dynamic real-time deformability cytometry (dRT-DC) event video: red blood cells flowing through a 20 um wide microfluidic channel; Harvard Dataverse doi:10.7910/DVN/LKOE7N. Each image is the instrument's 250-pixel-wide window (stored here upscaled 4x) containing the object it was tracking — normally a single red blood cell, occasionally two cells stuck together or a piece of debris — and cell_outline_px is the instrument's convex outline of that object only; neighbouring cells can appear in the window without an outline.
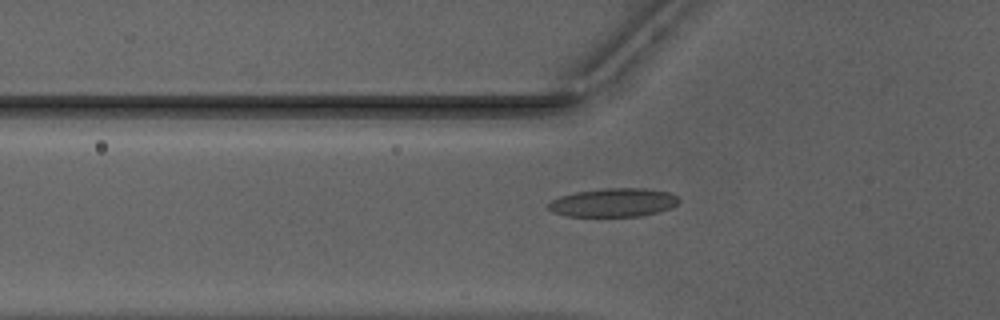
{"species": "Egyptian fruit bat (a non-hibernating species)", "species_latin": "Rousettus aegyptiacus", "temperature_condition": "warm", "stored_images_in_passage": 15, "camera_frame_rate_fps": 3000, "um_per_image_px": 0.085, "animal": {"sex": "male"}, "frame": {"image": 1, "passage_image": 15, "time_ms": 4.667, "image_size_px": [1000, 320], "cell_outline_px": [[680, 200], [672, 208], [640, 216], [564, 216], [552, 212], [548, 208], [548, 204], [552, 200], [564, 192], [616, 184], [632, 184], [672, 192]], "centroid_in_image_um": [52.12, 17.12], "position_along_channel_um": 73.7, "area_um2": 23.64}}